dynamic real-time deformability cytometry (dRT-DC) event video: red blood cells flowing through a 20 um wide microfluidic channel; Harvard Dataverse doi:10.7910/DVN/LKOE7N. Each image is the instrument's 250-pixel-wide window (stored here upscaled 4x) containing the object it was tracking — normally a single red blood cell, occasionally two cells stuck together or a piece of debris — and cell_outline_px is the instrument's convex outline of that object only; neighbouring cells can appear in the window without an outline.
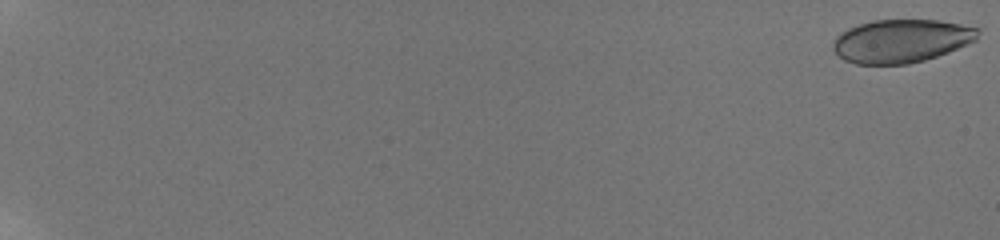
{"species": "human", "species_latin": "Homo sapiens", "temperature_condition": "room temperature", "stored_images_in_passage": 60, "camera_frame_rate_fps": 3000, "um_per_image_px": 0.085, "donor": {"sex": "male"}, "frame": {"image": 1, "passage_image": 1, "time_ms": 0.0, "image_size_px": [1000, 240], "cell_outline_px": [[980, 32], [976, 40], [968, 44], [948, 52], [924, 60], [908, 64], [856, 64], [844, 60], [832, 48], [832, 40], [840, 32], [848, 28], [872, 20], [936, 20], [960, 24], [980, 28]], "centroid_in_image_um": [76.6, 3.48], "position_along_channel_um": 8.4, "area_um2": 36.59}}
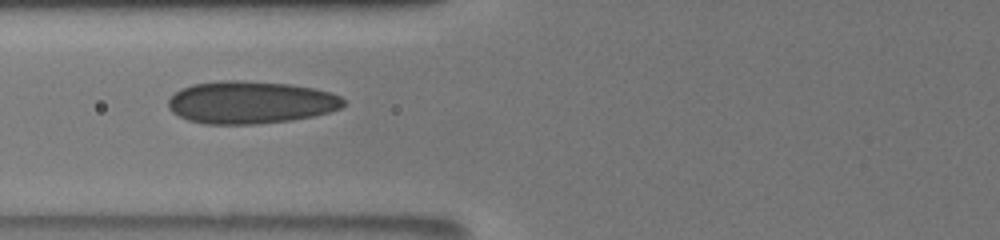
{"frame": {"image": 2, "passage_image": 29, "time_ms": 9.333, "image_size_px": [1000, 240], "cell_outline_px": [[344, 104], [340, 108], [328, 112], [312, 116], [292, 120], [256, 124], [204, 124], [188, 120], [172, 112], [168, 108], [168, 100], [180, 88], [192, 84], [220, 80], [240, 80], [288, 84], [312, 88], [328, 92], [340, 96], [344, 100]], "centroid_in_image_um": [21.25, 8.7], "position_along_channel_um": 104.6, "area_um2": 43.35}}
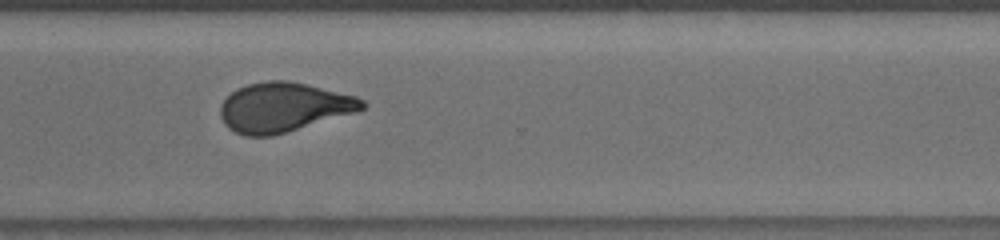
{"frame": {"image": 3, "passage_image": 48, "time_ms": 15.667, "image_size_px": [1000, 240], "cell_outline_px": [[368, 104], [364, 108], [352, 112], [272, 136], [244, 136], [228, 128], [224, 124], [220, 116], [220, 104], [236, 88], [248, 84], [268, 80], [288, 80], [308, 84], [356, 96], [364, 100]], "centroid_in_image_um": [24.06, 9.1], "position_along_channel_um": 346.5, "area_um2": 40.52}, "authors_computed_cell_mechanics": {"area_um2": 40.2866, "velocity_mm_per_s": 3.8304, "shape_relaxation_time_tau1_ms": 8.3818, "shape_relaxation_time_tau2_ms": 0.9315, "deformation_change_tau1": 0.2023, "deformation_change_tau2": 0.0781}}